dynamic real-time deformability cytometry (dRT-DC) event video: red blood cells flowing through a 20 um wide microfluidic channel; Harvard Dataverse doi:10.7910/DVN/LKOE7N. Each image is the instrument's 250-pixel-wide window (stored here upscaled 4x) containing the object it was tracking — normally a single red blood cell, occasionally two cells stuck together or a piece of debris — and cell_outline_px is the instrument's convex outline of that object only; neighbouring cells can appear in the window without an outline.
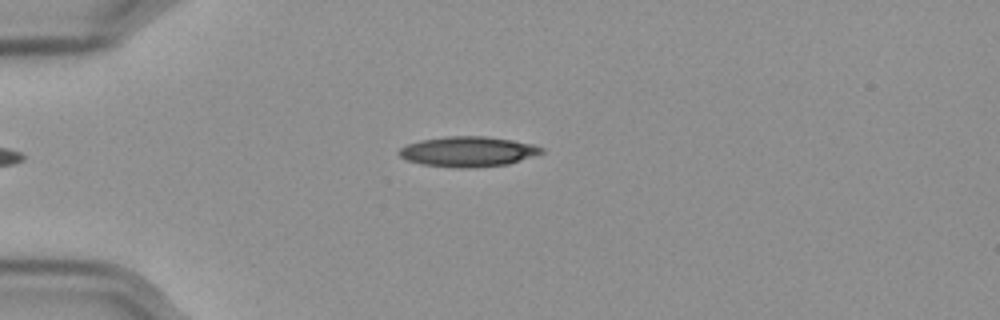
{"species": "Egyptian fruit bat (a non-hibernating species)", "species_latin": "Rousettus aegyptiacus", "temperature_condition": "cold", "stored_images_in_passage": 45, "camera_frame_rate_fps": 3000, "um_per_image_px": 0.085, "frame": {"image": 1, "passage_image": 3, "time_ms": 0.667, "image_size_px": [1000, 320], "cell_outline_px": [[544, 152], [508, 164], [476, 168], [460, 168], [420, 164], [404, 160], [396, 152], [400, 148], [408, 144], [420, 140], [448, 136], [484, 136], [512, 140], [532, 144], [544, 148]], "centroid_in_image_um": [39.74, 12.89], "position_along_channel_um": 45.3, "area_um2": 25.14}}
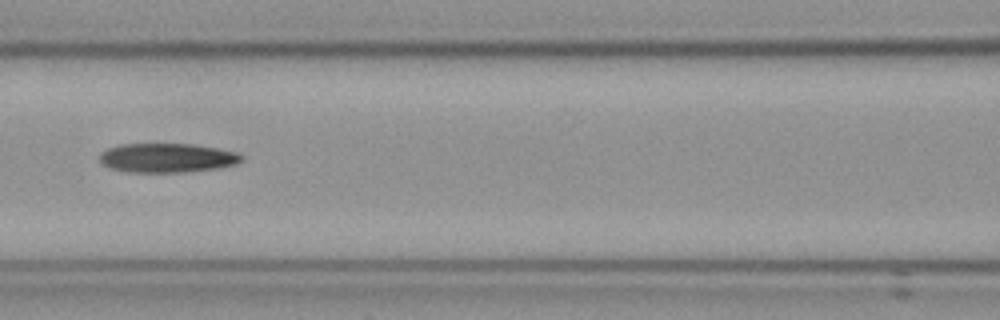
{"frame": {"image": 2, "passage_image": 14, "time_ms": 4.333, "image_size_px": [1000, 320], "cell_outline_px": [[244, 160], [236, 164], [216, 168], [180, 172], [128, 172], [112, 168], [104, 164], [100, 160], [100, 152], [108, 148], [120, 144], [192, 144], [216, 148], [236, 152], [244, 156]], "centroid_in_image_um": [14.22, 13.41], "position_along_channel_um": 152.4, "area_um2": 23.99}}
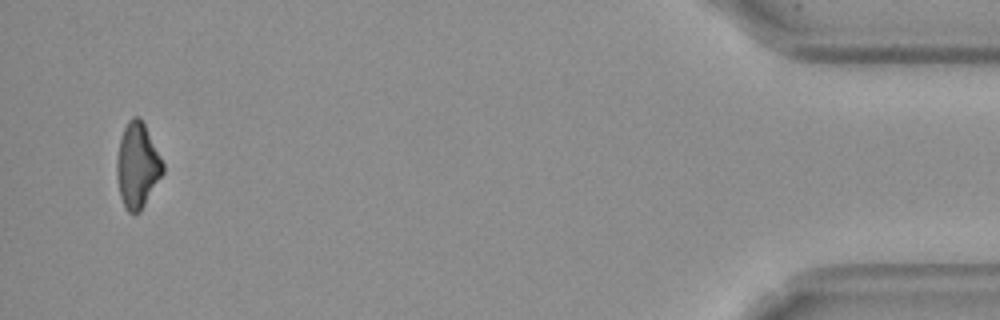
{"frame": {"image": 3, "passage_image": 43, "time_ms": 14.0, "image_size_px": [1000, 320], "cell_outline_px": [[164, 172], [140, 212], [128, 212], [120, 196], [116, 172], [116, 160], [120, 140], [124, 128], [128, 120], [132, 116], [140, 116], [164, 164]], "centroid_in_image_um": [11.67, 14.05], "position_along_channel_um": 423.5, "area_um2": 22.6}}